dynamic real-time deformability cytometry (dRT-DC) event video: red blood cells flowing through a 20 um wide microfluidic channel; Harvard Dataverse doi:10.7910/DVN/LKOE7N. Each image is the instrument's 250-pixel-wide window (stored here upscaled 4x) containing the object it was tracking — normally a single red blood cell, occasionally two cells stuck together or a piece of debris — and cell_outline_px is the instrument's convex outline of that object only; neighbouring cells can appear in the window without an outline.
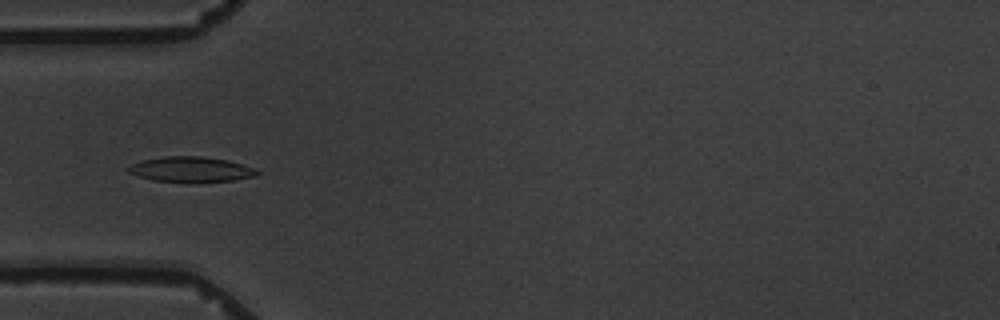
{"species": "common noctule bat (a hibernating species)", "species_latin": "Nyctalus noctula", "temperature_condition": "warm", "stored_images_in_passage": 8, "camera_frame_rate_fps": 3000, "um_per_image_px": 0.085, "animal": {"sex": "male", "body_mass_g": 19.5, "forearm_length_mm": 54.6}, "frame": {"image": 1, "passage_image": 6, "time_ms": 5.667, "image_size_px": [1000, 320], "cell_outline_px": [[260, 172], [256, 176], [232, 180], [192, 184], [188, 184], [152, 180], [136, 176], [128, 172], [124, 168], [132, 164], [144, 160], [164, 156], [200, 156], [228, 160], [252, 168]], "centroid_in_image_um": [16.17, 14.43], "position_along_channel_um": 68.8, "area_um2": 19.42}}
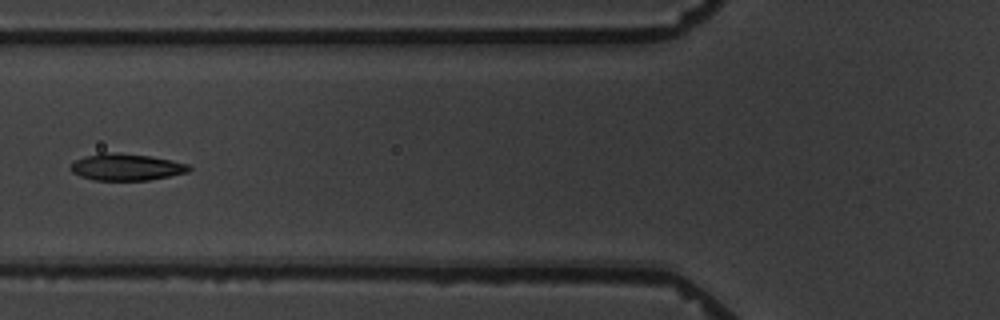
{"frame": {"image": 2, "passage_image": 7, "time_ms": 7.0, "image_size_px": [1000, 320], "cell_outline_px": [[192, 168], [188, 172], [148, 180], [92, 180], [80, 176], [72, 172], [68, 168], [76, 160], [84, 156], [100, 152], [116, 152], [152, 156], [172, 160], [188, 164]], "centroid_in_image_um": [10.71, 14.19], "position_along_channel_um": 115.1, "area_um2": 18.61}}
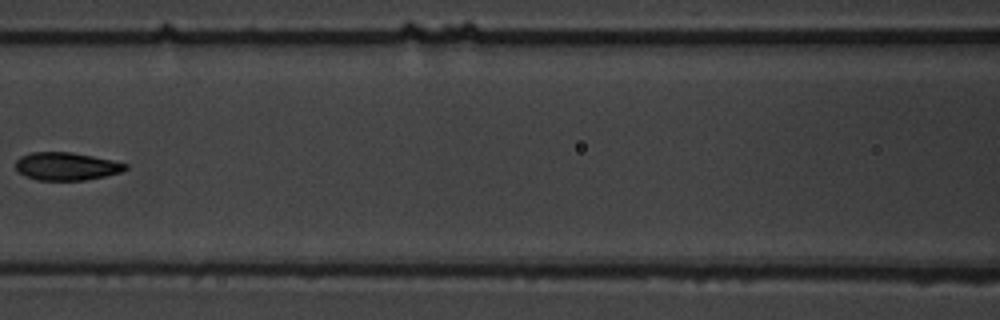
{"frame": {"image": 3, "passage_image": 8, "time_ms": 8.333, "image_size_px": [1000, 320], "cell_outline_px": [[128, 168], [120, 172], [104, 176], [84, 180], [36, 180], [24, 176], [16, 168], [16, 160], [20, 156], [32, 152], [72, 152], [112, 160], [128, 164]], "centroid_in_image_um": [5.63, 14.13], "position_along_channel_um": 161.0, "area_um2": 17.8}}